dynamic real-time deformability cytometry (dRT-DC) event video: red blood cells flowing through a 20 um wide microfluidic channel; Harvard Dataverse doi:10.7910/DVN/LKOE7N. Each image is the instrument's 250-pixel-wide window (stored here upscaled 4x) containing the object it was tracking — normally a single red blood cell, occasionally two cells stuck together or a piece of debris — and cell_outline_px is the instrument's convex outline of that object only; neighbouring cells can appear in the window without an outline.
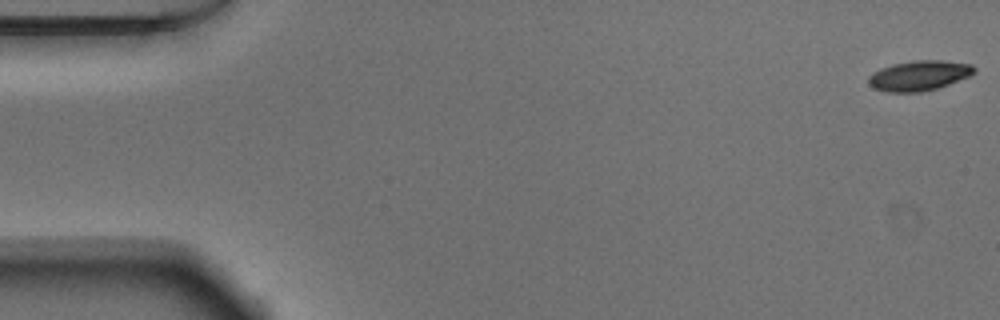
{"species": "Egyptian fruit bat (a non-hibernating species)", "species_latin": "Rousettus aegyptiacus", "temperature_condition": "warm", "stored_images_in_passage": 16, "camera_frame_rate_fps": 3000, "um_per_image_px": 0.085, "animal": {"sex": "male"}, "frame": {"image": 1, "passage_image": 1, "time_ms": 0.0, "image_size_px": [1000, 320], "cell_outline_px": [[976, 72], [968, 76], [948, 84], [936, 88], [920, 92], [888, 92], [876, 88], [868, 84], [868, 76], [872, 72], [880, 68], [892, 64], [912, 60], [940, 60], [972, 64], [976, 68]], "centroid_in_image_um": [78.1, 6.41], "position_along_channel_um": 6.9, "area_um2": 18.5}}
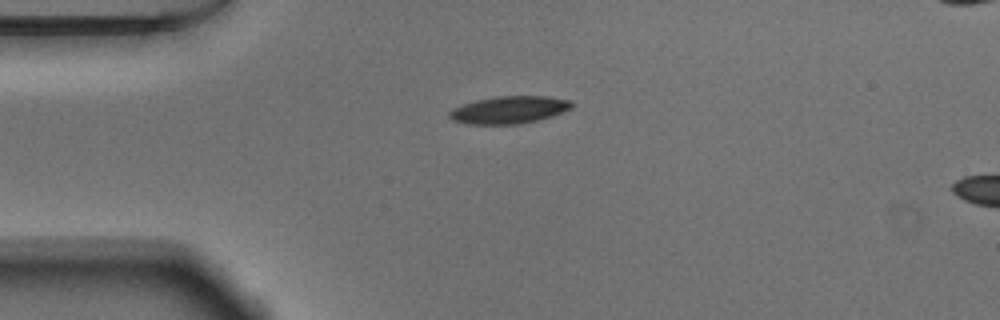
{"frame": {"image": 2, "passage_image": 13, "time_ms": 4.0, "image_size_px": [1000, 320], "cell_outline_px": [[572, 108], [552, 116], [520, 124], [468, 124], [452, 120], [448, 116], [448, 112], [452, 108], [476, 100], [500, 96], [544, 96], [572, 100]], "centroid_in_image_um": [43.26, 9.34], "position_along_channel_um": 41.7, "area_um2": 19.48}}